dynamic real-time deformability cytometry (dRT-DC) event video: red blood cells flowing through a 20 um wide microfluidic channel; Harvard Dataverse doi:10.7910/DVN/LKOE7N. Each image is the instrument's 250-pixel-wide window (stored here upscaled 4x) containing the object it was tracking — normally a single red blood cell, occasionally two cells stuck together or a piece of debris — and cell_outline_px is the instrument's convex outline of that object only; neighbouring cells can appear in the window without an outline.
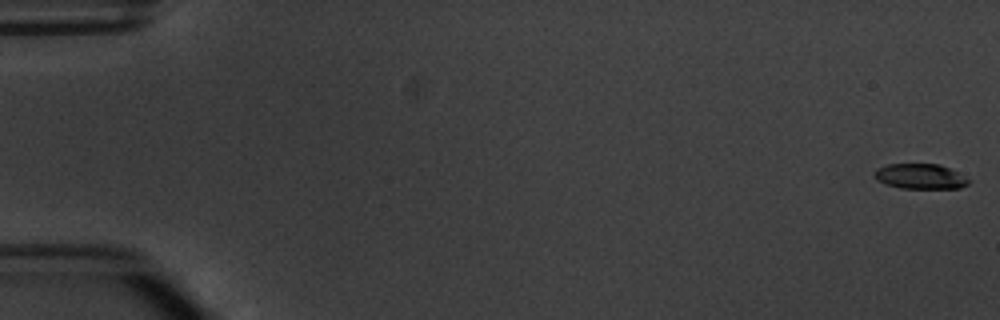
{"species": "common noctule bat (a hibernating species)", "species_latin": "Nyctalus noctula", "temperature_condition": "warm", "stored_images_in_passage": 7, "camera_frame_rate_fps": 3000, "um_per_image_px": 0.085, "animal": {"sex": "male", "body_mass_g": 20.1, "forearm_length_mm": 53.5}, "frame": {"image": 1, "passage_image": 1, "time_ms": 0.0, "image_size_px": [1000, 320], "cell_outline_px": [[972, 180], [968, 184], [960, 188], [900, 188], [884, 184], [876, 180], [872, 176], [876, 168], [888, 164], [940, 164]], "centroid_in_image_um": [78.18, 14.99], "position_along_channel_um": 6.8, "area_um2": 13.93}}